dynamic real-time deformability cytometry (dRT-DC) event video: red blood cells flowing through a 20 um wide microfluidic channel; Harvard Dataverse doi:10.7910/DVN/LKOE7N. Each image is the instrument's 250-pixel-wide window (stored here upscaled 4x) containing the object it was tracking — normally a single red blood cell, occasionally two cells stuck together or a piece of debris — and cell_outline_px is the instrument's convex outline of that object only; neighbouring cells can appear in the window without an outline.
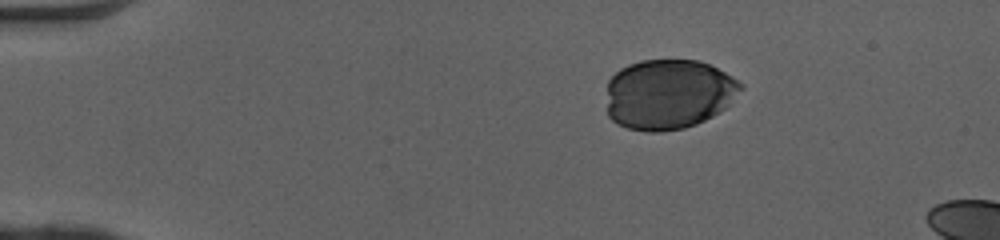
{"species": "human", "species_latin": "Homo sapiens", "temperature_condition": "cold", "stored_images_in_passage": 35, "camera_frame_rate_fps": 3000, "um_per_image_px": 0.085, "donor": {"sex": "female"}, "frame": {"image": 1, "passage_image": 1, "time_ms": 0.0, "image_size_px": [1000, 240], "cell_outline_px": [[744, 88], [720, 112], [696, 124], [684, 128], [660, 132], [644, 132], [628, 128], [612, 120], [608, 116], [608, 80], [620, 68], [628, 64], [640, 60], [700, 60], [732, 76], [744, 84]], "centroid_in_image_um": [56.83, 8.0], "position_along_channel_um": 28.2, "area_um2": 55.03}}
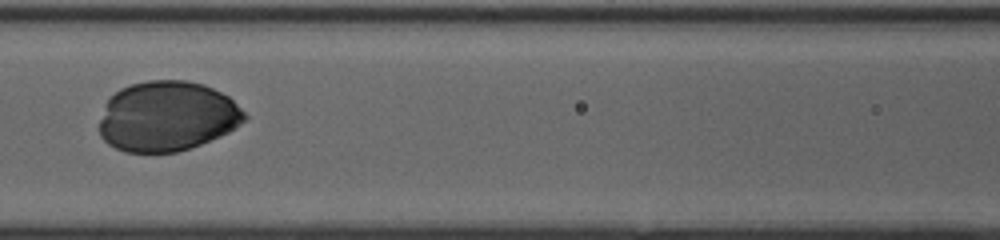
{"frame": {"image": 2, "passage_image": 16, "time_ms": 5.0, "image_size_px": [1000, 240], "cell_outline_px": [[248, 116], [240, 124], [228, 132], [200, 144], [176, 152], [124, 152], [108, 144], [100, 136], [100, 120], [104, 104], [120, 88], [132, 84], [148, 80], [184, 80], [204, 84], [228, 96]], "centroid_in_image_um": [14.18, 9.88], "position_along_channel_um": 152.4, "area_um2": 59.07}}
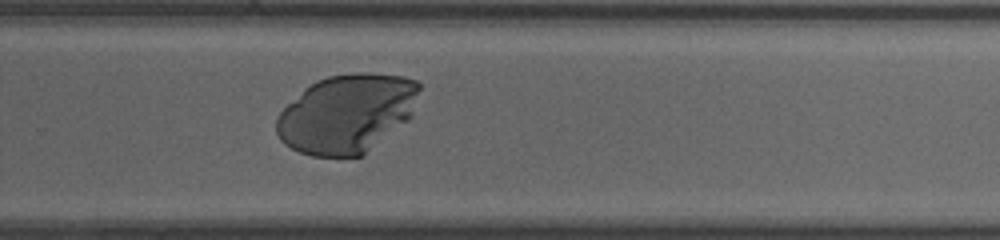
{"frame": {"image": 3, "passage_image": 27, "time_ms": 8.667, "image_size_px": [1000, 240], "cell_outline_px": [[420, 88], [412, 116], [408, 120], [360, 156], [312, 156], [300, 152], [284, 144], [280, 140], [276, 132], [276, 120], [280, 112], [304, 88], [316, 80], [328, 76], [356, 72], [368, 72], [404, 76], [416, 80], [420, 84]], "centroid_in_image_um": [29.48, 9.63], "position_along_channel_um": 300.3, "area_um2": 65.43}}